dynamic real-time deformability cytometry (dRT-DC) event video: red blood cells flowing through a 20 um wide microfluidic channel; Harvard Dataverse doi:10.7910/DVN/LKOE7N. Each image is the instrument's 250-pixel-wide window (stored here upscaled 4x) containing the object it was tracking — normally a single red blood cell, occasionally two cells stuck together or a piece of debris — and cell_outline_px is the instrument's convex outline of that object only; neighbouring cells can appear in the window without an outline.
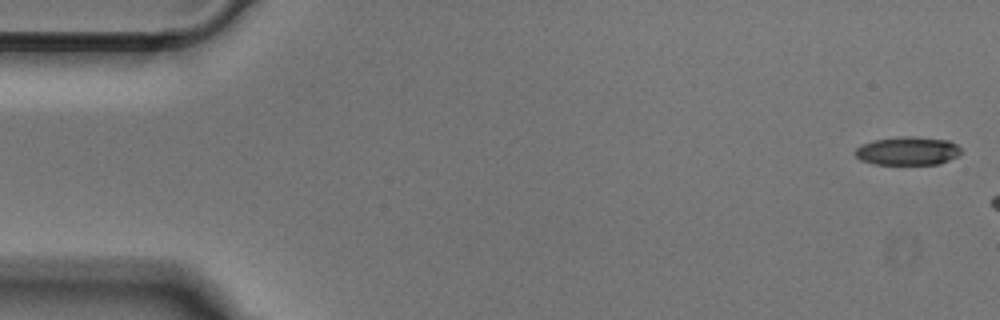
{"species": "Egyptian fruit bat (a non-hibernating species)", "species_latin": "Rousettus aegyptiacus", "temperature_condition": "cold", "stored_images_in_passage": 6, "camera_frame_rate_fps": 3000, "um_per_image_px": 0.085, "animal": {"sex": "male"}, "frame": {"image": 1, "passage_image": 1, "time_ms": 0.0, "image_size_px": [1000, 320], "cell_outline_px": [[960, 152], [956, 156], [940, 164], [872, 164], [860, 160], [856, 156], [856, 148], [860, 144], [872, 140], [904, 136], [912, 136], [948, 140], [956, 144], [960, 148]], "centroid_in_image_um": [77.11, 12.82], "position_along_channel_um": 7.9, "area_um2": 17.51}}